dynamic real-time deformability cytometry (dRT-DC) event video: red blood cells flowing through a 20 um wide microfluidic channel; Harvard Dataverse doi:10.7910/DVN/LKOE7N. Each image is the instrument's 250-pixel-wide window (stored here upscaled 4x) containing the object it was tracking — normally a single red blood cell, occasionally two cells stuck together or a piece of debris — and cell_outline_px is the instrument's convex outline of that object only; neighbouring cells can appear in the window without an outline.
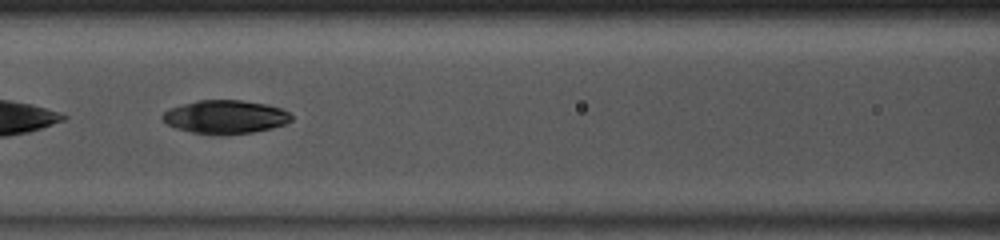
{"species": "common noctule bat (a hibernating species)", "species_latin": "Nyctalus noctula", "temperature_condition": "room temperature", "stored_images_in_passage": 36, "camera_frame_rate_fps": 3000, "um_per_image_px": 0.085, "animal": {"sex": "male", "body_mass_g": 13.0, "forearm_length_mm": 53.1}, "frame": {"image": 1, "passage_image": 11, "time_ms": 3.333, "image_size_px": [1000, 240], "cell_outline_px": [[292, 120], [284, 124], [272, 128], [252, 132], [224, 136], [216, 136], [192, 132], [176, 128], [168, 124], [160, 116], [164, 112], [172, 108], [196, 100], [240, 100], [268, 104], [280, 108], [288, 112], [292, 116]], "centroid_in_image_um": [19.16, 9.95], "position_along_channel_um": 147.4, "area_um2": 25.26}}
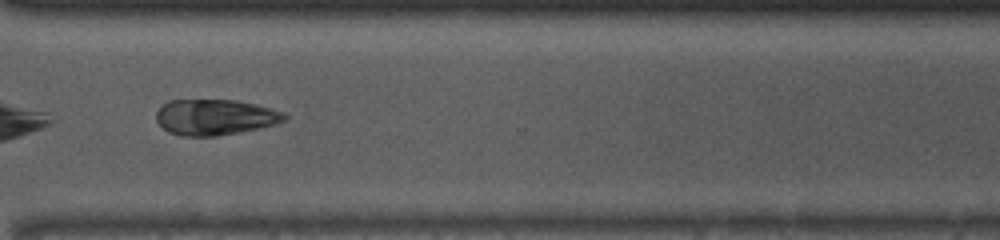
{"frame": {"image": 2, "passage_image": 26, "time_ms": 8.333, "image_size_px": [1000, 240], "cell_outline_px": [[288, 116], [284, 120], [260, 128], [216, 136], [180, 136], [168, 132], [156, 120], [156, 112], [168, 100], [236, 100], [256, 104], [284, 112]], "centroid_in_image_um": [18.26, 9.95], "position_along_channel_um": 352.3, "area_um2": 26.59}, "authors_computed_cell_mechanics": {"area_um2": 25.6054, "velocity_mm_per_s": 4.1124, "shape_relaxation_time_tau1_ms": 1.2573, "shape_relaxation_time_tau2_ms": null, "deformation_change_tau1": 0.0514, "deformation_change_tau2": null}}